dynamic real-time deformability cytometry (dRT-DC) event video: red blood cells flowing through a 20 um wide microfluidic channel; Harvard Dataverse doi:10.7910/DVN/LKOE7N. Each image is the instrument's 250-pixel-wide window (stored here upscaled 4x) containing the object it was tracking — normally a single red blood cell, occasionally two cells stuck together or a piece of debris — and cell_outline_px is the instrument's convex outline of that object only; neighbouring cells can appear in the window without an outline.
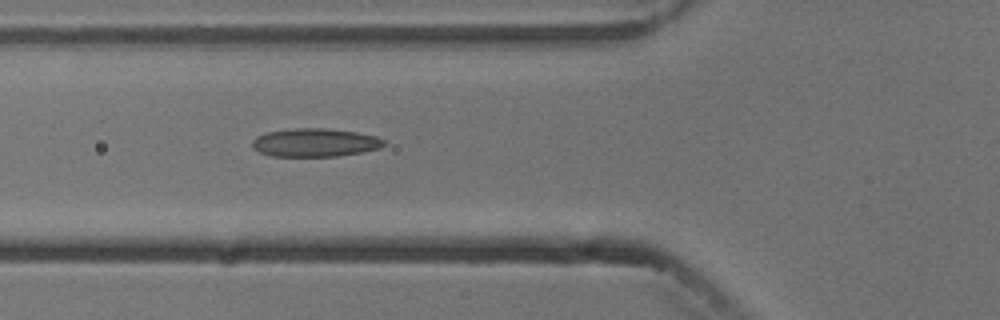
{"species": "common noctule bat (a hibernating species)", "species_latin": "Nyctalus noctula", "temperature_condition": "cold", "stored_images_in_passage": 5, "camera_frame_rate_fps": 3000, "um_per_image_px": 0.085, "animal": {"sex": "male", "body_mass_g": 13.3}, "frame": {"image": 1, "passage_image": 5, "time_ms": 4.667, "image_size_px": [1000, 320], "cell_outline_px": [[388, 144], [380, 148], [364, 152], [336, 156], [272, 156], [260, 152], [252, 148], [252, 140], [256, 136], [268, 132], [292, 128], [324, 128], [356, 132], [376, 136], [384, 140]], "centroid_in_image_um": [26.79, 12.12], "position_along_channel_um": 99.0, "area_um2": 21.85}}